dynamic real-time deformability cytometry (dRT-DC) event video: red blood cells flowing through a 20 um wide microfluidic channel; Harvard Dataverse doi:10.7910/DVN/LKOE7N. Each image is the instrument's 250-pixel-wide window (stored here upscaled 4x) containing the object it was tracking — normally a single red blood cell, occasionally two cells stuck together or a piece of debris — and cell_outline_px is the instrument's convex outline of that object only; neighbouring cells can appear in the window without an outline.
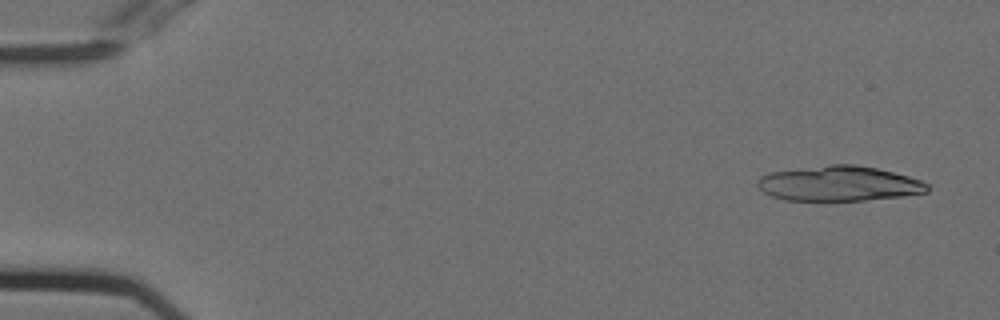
{"species": "Egyptian fruit bat (a non-hibernating species)", "species_latin": "Rousettus aegyptiacus", "temperature_condition": "cold", "stored_images_in_passage": 17, "camera_frame_rate_fps": 3000, "um_per_image_px": 0.085, "animal": {"sex": "female"}, "frame": {"image": 1, "passage_image": 3, "time_ms": 0.667, "image_size_px": [1000, 320], "cell_outline_px": [[928, 192], [904, 196], [864, 200], [784, 200], [772, 196], [764, 192], [756, 184], [756, 180], [760, 176], [772, 172], [832, 164], [856, 164], [876, 168], [908, 176], [920, 180], [928, 184]], "centroid_in_image_um": [71.31, 15.6], "position_along_channel_um": 13.7, "area_um2": 34.51}}